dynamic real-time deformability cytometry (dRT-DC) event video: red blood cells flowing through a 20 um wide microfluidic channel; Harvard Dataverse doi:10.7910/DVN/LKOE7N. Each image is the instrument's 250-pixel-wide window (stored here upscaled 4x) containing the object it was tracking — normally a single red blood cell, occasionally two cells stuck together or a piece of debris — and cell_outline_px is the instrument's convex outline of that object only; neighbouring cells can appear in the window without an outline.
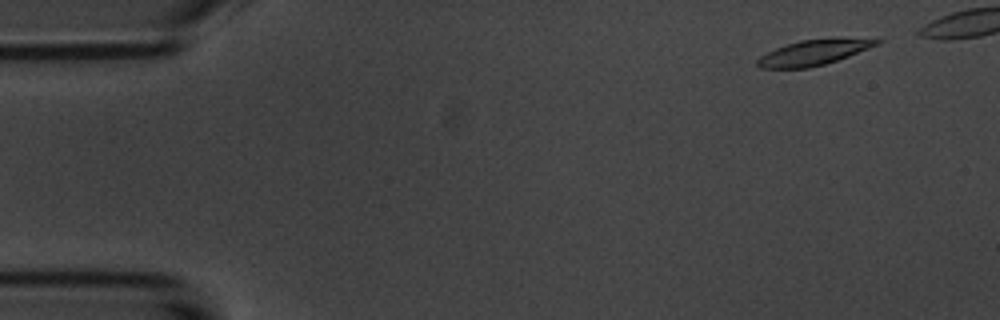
{"species": "common noctule bat (a hibernating species)", "species_latin": "Nyctalus noctula", "temperature_condition": "room temperature", "stored_images_in_passage": 6, "camera_frame_rate_fps": 3000, "um_per_image_px": 0.085, "animal": {"sex": "male", "body_mass_g": 20.1, "forearm_length_mm": 53.5}, "frame": {"image": 1, "passage_image": 1, "time_ms": 0.0, "image_size_px": [1000, 320], "cell_outline_px": [[884, 40], [868, 48], [848, 56], [824, 64], [808, 68], [760, 68], [756, 64], [756, 60], [760, 56], [776, 48], [800, 40]], "centroid_in_image_um": [69.0, 4.52], "position_along_channel_um": 16.0, "area_um2": 16.53}}